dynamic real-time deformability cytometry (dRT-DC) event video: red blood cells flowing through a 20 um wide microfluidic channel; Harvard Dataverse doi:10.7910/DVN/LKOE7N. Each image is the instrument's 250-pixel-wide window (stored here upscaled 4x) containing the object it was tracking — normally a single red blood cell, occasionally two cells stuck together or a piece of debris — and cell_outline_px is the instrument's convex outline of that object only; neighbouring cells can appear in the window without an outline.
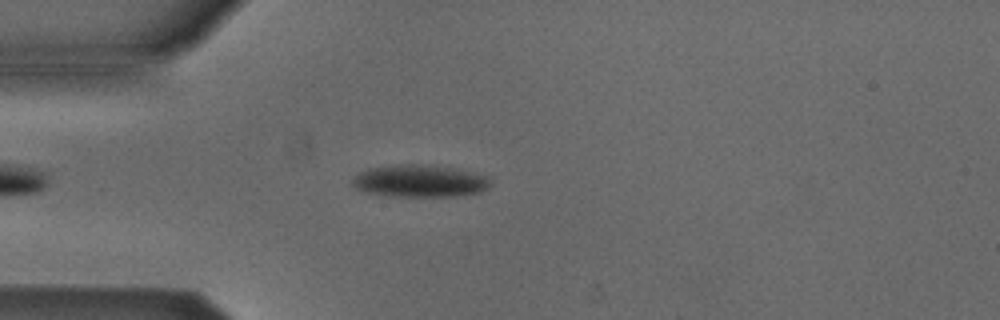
{"species": "Egyptian fruit bat (a non-hibernating species)", "species_latin": "Rousettus aegyptiacus", "temperature_condition": "cold", "stored_images_in_passage": 2, "camera_frame_rate_fps": 3000, "um_per_image_px": 0.085, "animal": {"sex": "male"}, "frame": {"image": 1, "passage_image": 2, "time_ms": 0.333, "image_size_px": [1000, 320], "cell_outline_px": [[492, 184], [488, 188], [480, 192], [456, 196], [388, 196], [368, 192], [356, 188], [352, 184], [352, 180], [360, 172], [368, 168], [392, 164], [428, 164], [456, 168], [488, 176], [492, 180]], "centroid_in_image_um": [35.72, 15.37], "position_along_channel_um": 49.3, "area_um2": 26.24}}